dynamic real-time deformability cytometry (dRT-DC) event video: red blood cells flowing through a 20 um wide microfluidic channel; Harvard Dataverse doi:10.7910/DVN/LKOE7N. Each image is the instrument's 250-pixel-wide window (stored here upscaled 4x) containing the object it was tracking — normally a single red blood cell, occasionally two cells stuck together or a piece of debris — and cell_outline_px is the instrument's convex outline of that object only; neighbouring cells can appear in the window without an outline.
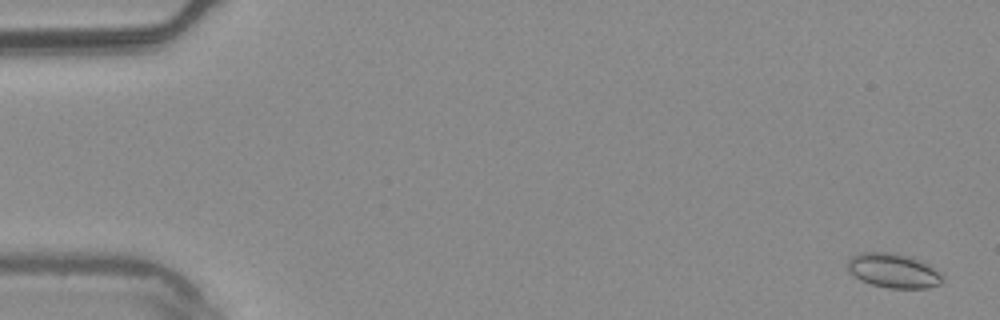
{"species": "common noctule bat (a hibernating species)", "species_latin": "Nyctalus noctula", "temperature_condition": "warm", "stored_images_in_passage": 6, "camera_frame_rate_fps": 3000, "um_per_image_px": 0.085, "animal": {"sex": "male", "body_mass_g": 20.4}, "frame": {"image": 1, "passage_image": 1, "time_ms": 0.0, "image_size_px": [1000, 320], "cell_outline_px": [[940, 284], [928, 288], [888, 288], [872, 284], [848, 272], [848, 260], [852, 256], [860, 252], [892, 252], [912, 256], [920, 260], [940, 272]], "centroid_in_image_um": [75.92, 22.98], "position_along_channel_um": 9.1, "area_um2": 18.84}}
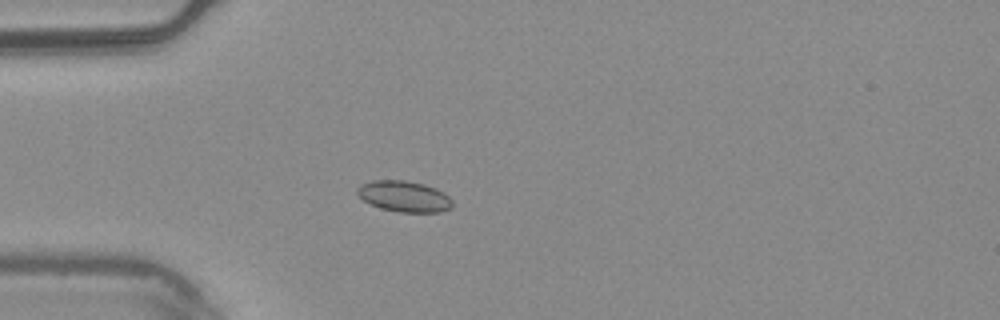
{"frame": {"image": 2, "passage_image": 5, "time_ms": 1.333, "image_size_px": [1000, 320], "cell_outline_px": [[452, 208], [440, 212], [400, 212], [380, 208], [364, 200], [356, 192], [356, 188], [360, 184], [372, 180], [404, 180], [424, 184], [436, 188], [444, 192], [452, 200]], "centroid_in_image_um": [34.36, 16.68], "position_along_channel_um": 50.6, "area_um2": 17.22}}